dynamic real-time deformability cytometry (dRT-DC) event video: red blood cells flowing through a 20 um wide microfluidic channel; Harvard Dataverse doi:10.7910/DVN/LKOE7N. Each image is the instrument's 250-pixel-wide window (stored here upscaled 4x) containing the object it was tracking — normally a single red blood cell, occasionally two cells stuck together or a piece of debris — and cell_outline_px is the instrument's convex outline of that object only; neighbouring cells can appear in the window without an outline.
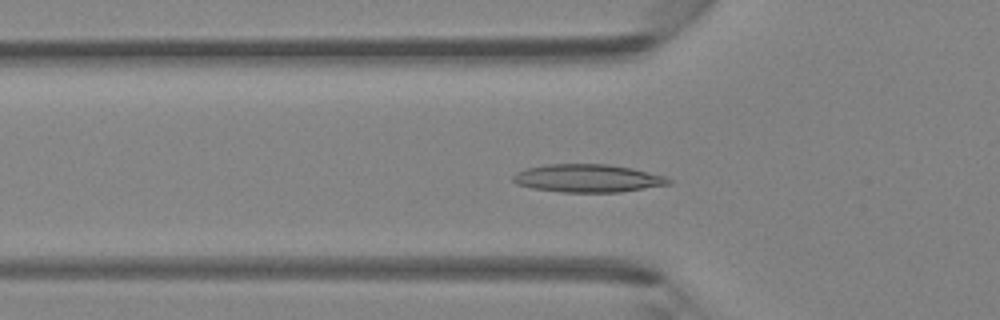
{"species": "Egyptian fruit bat (a non-hibernating species)", "species_latin": "Rousettus aegyptiacus", "temperature_condition": "room temperature", "stored_images_in_passage": 41, "camera_frame_rate_fps": 3000, "um_per_image_px": 0.085, "animal": {"sex": "female"}, "frame": {"image": 1, "passage_image": 11, "time_ms": 3.333, "image_size_px": [1000, 320], "cell_outline_px": [[672, 184], [620, 192], [560, 192], [532, 188], [516, 184], [512, 180], [512, 176], [516, 172], [524, 168], [548, 164], [608, 164], [632, 168], [668, 176], [672, 180]], "centroid_in_image_um": [49.97, 15.15], "position_along_channel_um": 75.8, "area_um2": 25.66}}
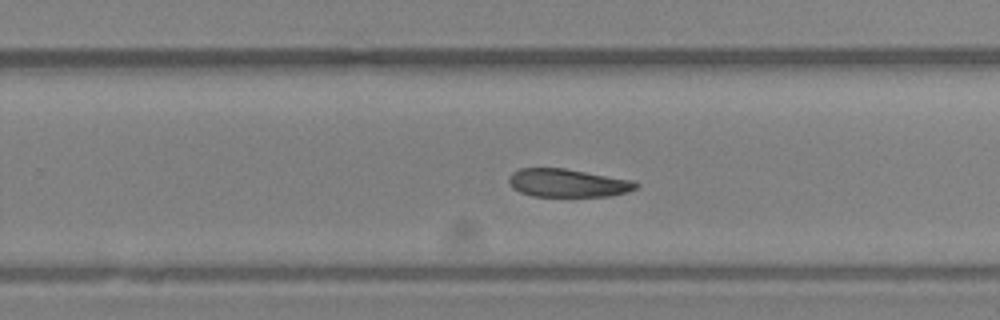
{"frame": {"image": 2, "passage_image": 25, "time_ms": 8.0, "image_size_px": [1000, 320], "cell_outline_px": [[640, 184], [636, 188], [628, 192], [608, 196], [532, 196], [520, 192], [512, 188], [508, 180], [508, 176], [512, 172], [520, 168], [564, 168], [632, 180]], "centroid_in_image_um": [48.23, 15.55], "position_along_channel_um": 281.6, "area_um2": 20.87}}
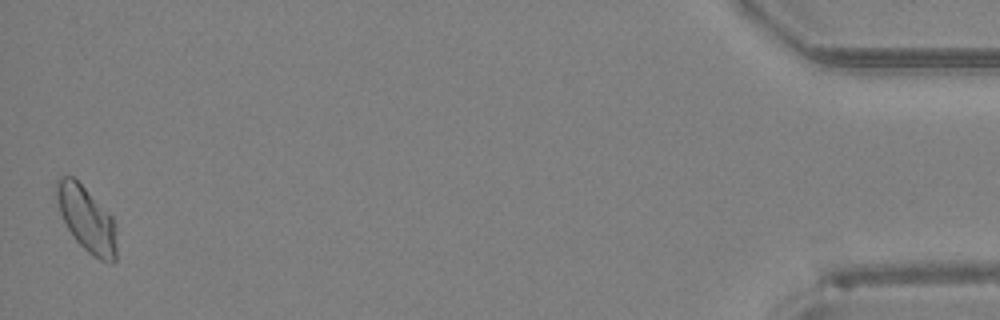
{"frame": {"image": 3, "passage_image": 41, "time_ms": 13.333, "image_size_px": [1000, 320], "cell_outline_px": [[116, 260], [112, 264], [108, 264], [92, 256], [76, 240], [68, 228], [60, 212], [56, 196], [56, 180], [60, 176], [72, 176], [112, 216], [116, 244]], "centroid_in_image_um": [7.36, 18.66], "position_along_channel_um": 427.8, "area_um2": 22.37}}